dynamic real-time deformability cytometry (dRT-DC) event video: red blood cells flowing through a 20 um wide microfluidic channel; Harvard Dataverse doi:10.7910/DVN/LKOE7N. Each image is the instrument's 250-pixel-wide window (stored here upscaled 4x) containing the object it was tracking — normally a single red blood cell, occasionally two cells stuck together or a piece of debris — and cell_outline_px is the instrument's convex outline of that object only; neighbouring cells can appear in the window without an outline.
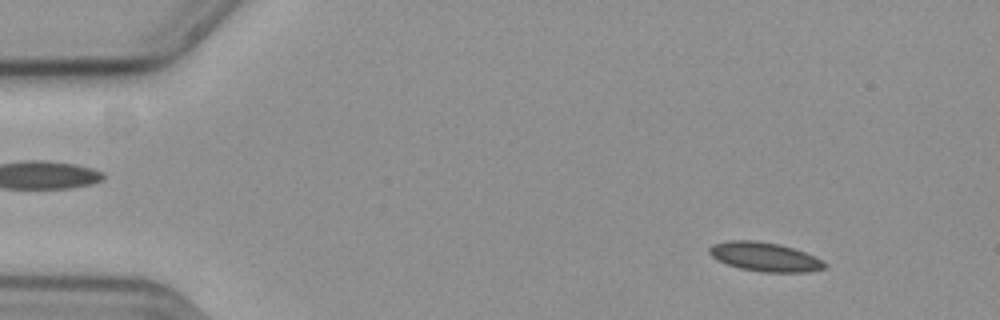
{"species": "common noctule bat (a hibernating species)", "species_latin": "Nyctalus noctula", "temperature_condition": "cold", "stored_images_in_passage": 28, "camera_frame_rate_fps": 3000, "um_per_image_px": 0.085, "animal": {"sex": "female", "body_mass_g": 19.3, "forearm_length_mm": 54.1}, "frame": {"image": 1, "passage_image": 7, "time_ms": 2.0, "image_size_px": [1000, 320], "cell_outline_px": [[828, 264], [824, 268], [808, 272], [760, 272], [740, 268], [716, 260], [708, 252], [708, 248], [712, 244], [728, 240], [756, 240], [780, 244], [816, 256]], "centroid_in_image_um": [64.99, 21.82], "position_along_channel_um": 20.0, "area_um2": 19.65}}
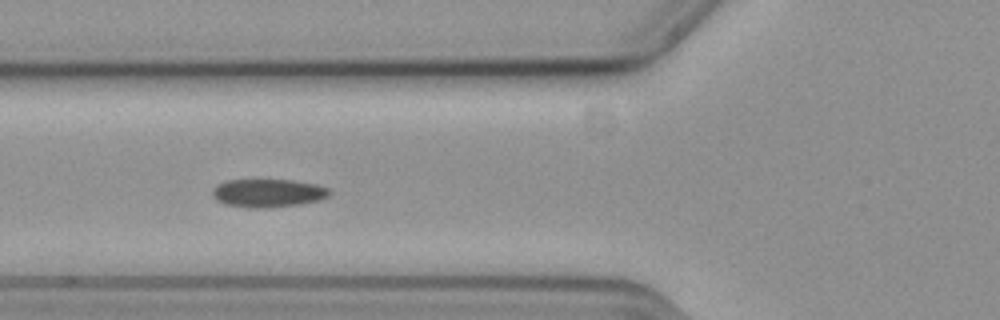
{"frame": {"image": 2, "passage_image": 22, "time_ms": 7.0, "image_size_px": [1000, 320], "cell_outline_px": [[332, 192], [328, 196], [320, 200], [300, 204], [264, 208], [248, 208], [224, 204], [216, 200], [212, 196], [212, 188], [216, 184], [228, 180], [292, 180], [316, 184], [328, 188]], "centroid_in_image_um": [22.75, 16.41], "position_along_channel_um": 103.0, "area_um2": 19.42}}
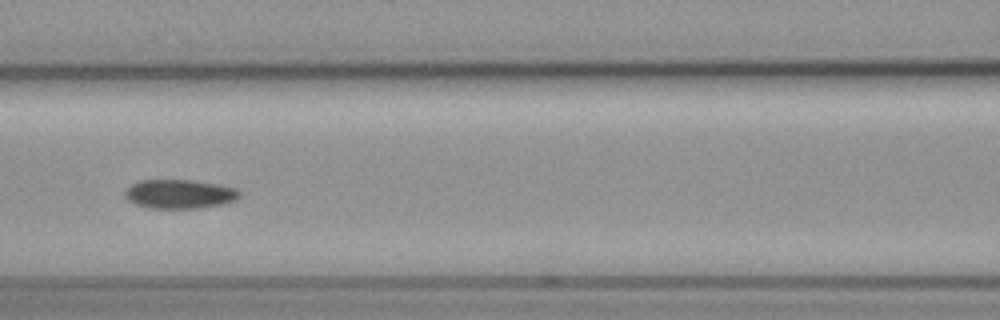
{"frame": {"image": 3, "passage_image": 26, "time_ms": 8.333, "image_size_px": [1000, 320], "cell_outline_px": [[240, 196], [236, 200], [220, 204], [200, 208], [148, 208], [136, 204], [128, 200], [124, 196], [124, 192], [132, 184], [140, 180], [192, 180], [220, 184], [236, 188], [240, 192]], "centroid_in_image_um": [15.27, 16.48], "position_along_channel_um": 151.3, "area_um2": 19.42}}